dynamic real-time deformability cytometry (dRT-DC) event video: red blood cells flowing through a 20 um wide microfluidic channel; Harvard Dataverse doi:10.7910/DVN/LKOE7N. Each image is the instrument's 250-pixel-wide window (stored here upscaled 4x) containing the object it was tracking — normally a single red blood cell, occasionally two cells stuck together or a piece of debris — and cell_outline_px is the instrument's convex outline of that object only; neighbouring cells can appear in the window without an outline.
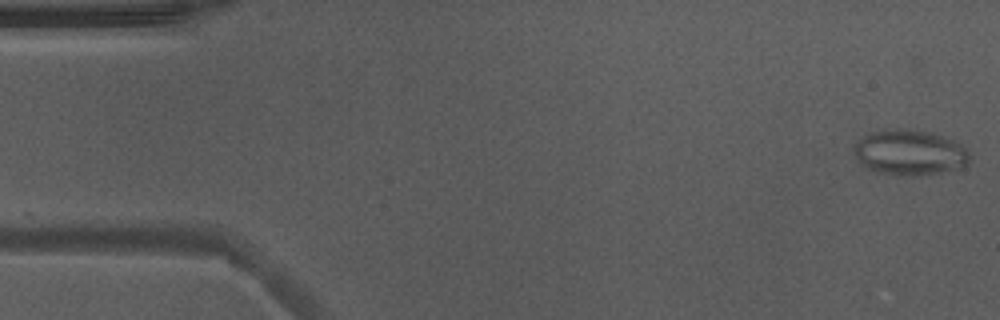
{"species": "Egyptian fruit bat (a non-hibernating species)", "species_latin": "Rousettus aegyptiacus", "temperature_condition": "warm", "stored_images_in_passage": 52, "camera_frame_rate_fps": 3000, "um_per_image_px": 0.085, "animal": {"sex": "male"}, "frame": {"image": 1, "passage_image": 1, "time_ms": 0.0, "image_size_px": [1000, 320], "cell_outline_px": [[968, 164], [956, 168], [936, 172], [900, 176], [880, 172], [868, 168], [856, 156], [852, 148], [868, 132], [888, 128], [904, 128], [932, 132], [956, 140], [964, 148], [968, 156]], "centroid_in_image_um": [77.3, 12.91], "position_along_channel_um": 7.7, "area_um2": 30.17}}
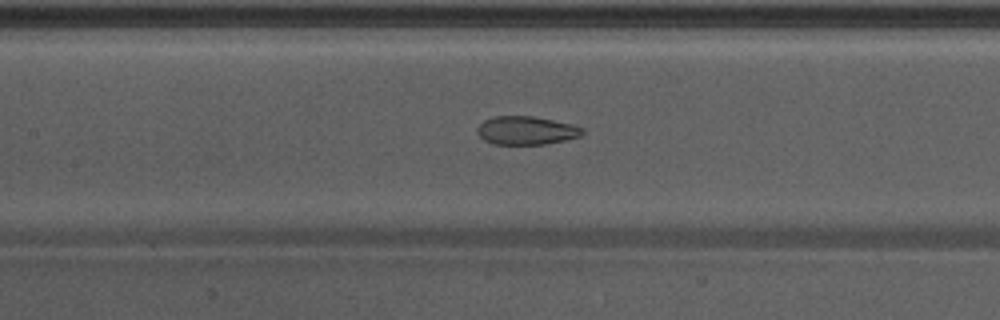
{"frame": {"image": 2, "passage_image": 23, "time_ms": 7.333, "image_size_px": [1000, 320], "cell_outline_px": [[584, 132], [580, 136], [564, 140], [544, 144], [492, 144], [484, 140], [476, 132], [476, 128], [484, 120], [496, 116], [532, 116], [572, 124], [584, 128]], "centroid_in_image_um": [44.71, 11.09], "position_along_channel_um": 162.7, "area_um2": 17.34}}
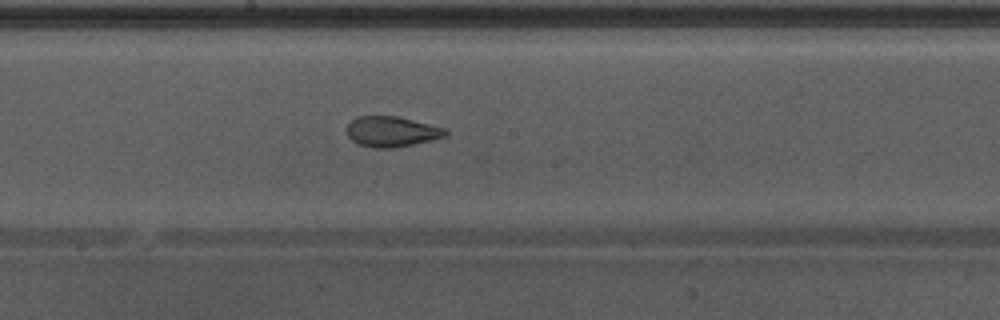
{"frame": {"image": 3, "passage_image": 27, "time_ms": 8.667, "image_size_px": [1000, 320], "cell_outline_px": [[448, 136], [432, 140], [392, 148], [376, 148], [360, 144], [352, 140], [348, 136], [348, 124], [356, 116], [396, 116], [444, 128], [448, 132]], "centroid_in_image_um": [33.3, 11.18], "position_along_channel_um": 214.9, "area_um2": 17.22}, "authors_computed_cell_mechanics": {"area_um2": 20.519, "velocity_mm_per_s": 3.9353, "shape_relaxation_time_tau1_ms": null, "shape_relaxation_time_tau2_ms": 1.907, "deformation_change_tau1": null, "deformation_change_tau2": 0.0803}}